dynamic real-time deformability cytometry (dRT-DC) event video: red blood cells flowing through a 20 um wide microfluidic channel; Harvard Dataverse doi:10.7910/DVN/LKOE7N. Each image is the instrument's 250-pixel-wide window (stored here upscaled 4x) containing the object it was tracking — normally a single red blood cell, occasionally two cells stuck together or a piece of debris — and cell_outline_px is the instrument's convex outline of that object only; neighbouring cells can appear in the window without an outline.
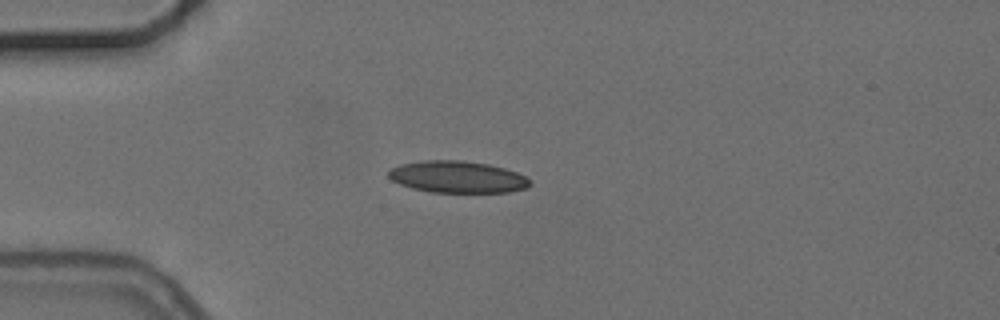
{"species": "common noctule bat (a hibernating species)", "species_latin": "Nyctalus noctula", "temperature_condition": "cold", "stored_images_in_passage": 3, "camera_frame_rate_fps": 3000, "um_per_image_px": 0.085, "animal": {"sex": "female", "body_mass_g": 24.6, "forearm_length_mm": 56.2}, "frame": {"image": 1, "passage_image": 1, "time_ms": 0.0, "image_size_px": [1000, 320], "cell_outline_px": [[532, 184], [524, 188], [508, 192], [432, 192], [412, 188], [400, 184], [392, 180], [388, 176], [388, 172], [392, 168], [400, 164], [424, 160], [464, 160], [488, 164], [504, 168], [516, 172], [532, 180]], "centroid_in_image_um": [38.88, 15.03], "position_along_channel_um": 46.1, "area_um2": 26.18}}
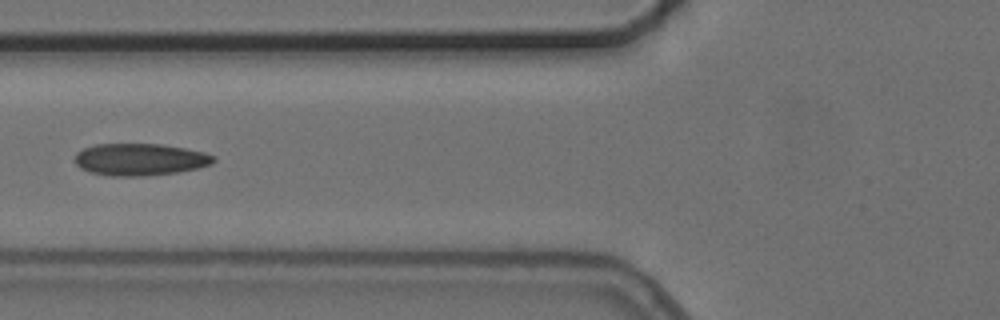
{"frame": {"image": 2, "passage_image": 3, "time_ms": 2.333, "image_size_px": [1000, 320], "cell_outline_px": [[216, 160], [212, 164], [196, 168], [176, 172], [148, 176], [112, 176], [88, 172], [80, 168], [76, 164], [76, 152], [84, 148], [96, 144], [160, 144], [184, 148], [204, 152], [216, 156]], "centroid_in_image_um": [11.9, 13.56], "position_along_channel_um": 113.9, "area_um2": 25.95}}